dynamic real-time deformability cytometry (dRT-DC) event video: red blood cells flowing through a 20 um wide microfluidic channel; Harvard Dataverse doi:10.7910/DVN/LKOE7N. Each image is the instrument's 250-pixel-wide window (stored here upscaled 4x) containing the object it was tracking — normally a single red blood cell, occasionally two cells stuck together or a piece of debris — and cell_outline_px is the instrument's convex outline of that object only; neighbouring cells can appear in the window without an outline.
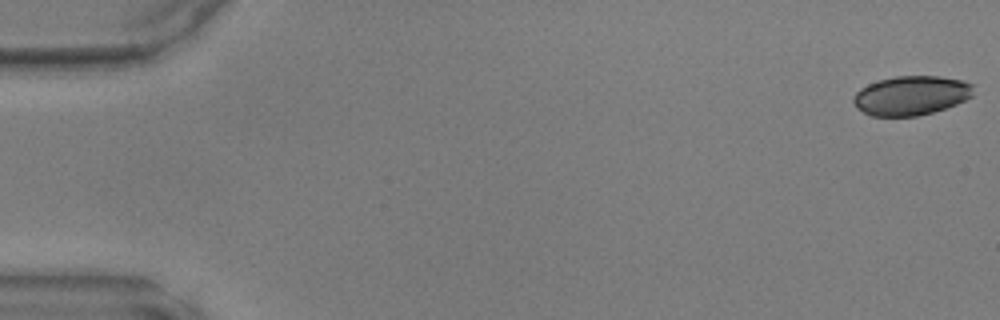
{"species": "common noctule bat (a hibernating species)", "species_latin": "Nyctalus noctula", "temperature_condition": "warm", "stored_images_in_passage": 48, "camera_frame_rate_fps": 3000, "um_per_image_px": 0.085, "animal": {"sex": "male", "body_mass_g": 17.9, "forearm_length_mm": 54.2}, "frame": {"image": 1, "passage_image": 1, "time_ms": 0.0, "image_size_px": [1000, 320], "cell_outline_px": [[976, 84], [972, 96], [956, 104], [932, 112], [916, 116], [872, 116], [856, 108], [852, 100], [852, 96], [860, 88], [868, 84], [880, 80], [896, 76], [940, 76], [964, 80]], "centroid_in_image_um": [77.46, 8.11], "position_along_channel_um": 7.5, "area_um2": 27.69}}
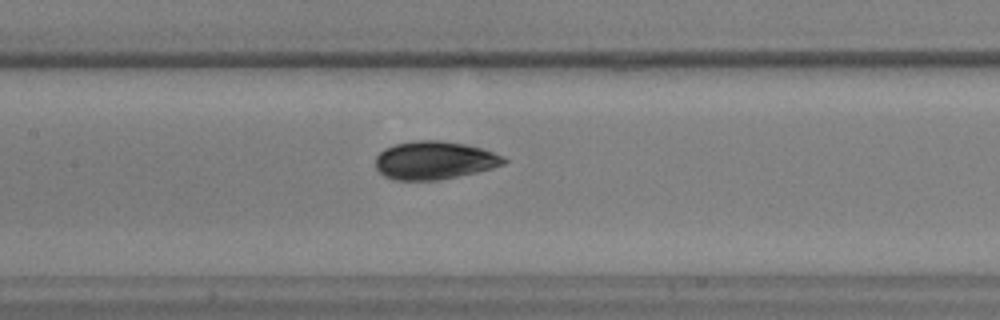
{"frame": {"image": 2, "passage_image": 23, "time_ms": 7.333, "image_size_px": [1000, 320], "cell_outline_px": [[508, 160], [504, 164], [492, 168], [476, 172], [440, 180], [392, 180], [384, 176], [376, 168], [376, 156], [384, 148], [396, 144], [416, 140], [440, 140], [464, 144], [480, 148], [504, 156]], "centroid_in_image_um": [36.91, 13.63], "position_along_channel_um": 170.5, "area_um2": 28.5}}
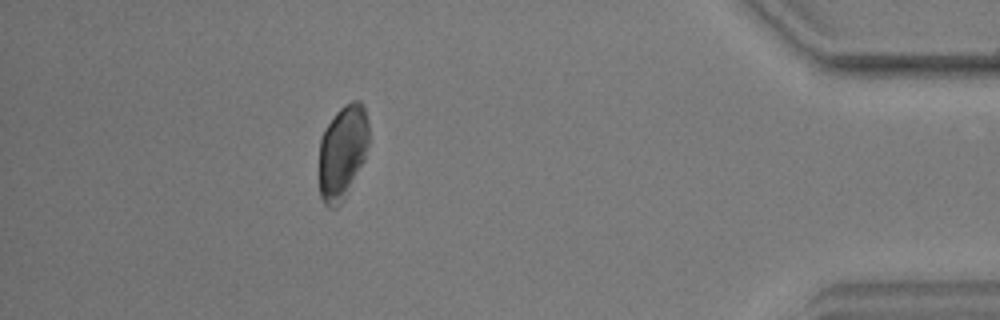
{"frame": {"image": 3, "passage_image": 43, "time_ms": 14.0, "image_size_px": [1000, 320], "cell_outline_px": [[368, 144], [364, 160], [344, 200], [336, 208], [328, 208], [324, 204], [320, 196], [320, 136], [336, 112], [344, 104], [352, 100], [360, 100], [364, 104], [368, 120]], "centroid_in_image_um": [29.12, 12.91], "position_along_channel_um": 406.1, "area_um2": 27.51}}